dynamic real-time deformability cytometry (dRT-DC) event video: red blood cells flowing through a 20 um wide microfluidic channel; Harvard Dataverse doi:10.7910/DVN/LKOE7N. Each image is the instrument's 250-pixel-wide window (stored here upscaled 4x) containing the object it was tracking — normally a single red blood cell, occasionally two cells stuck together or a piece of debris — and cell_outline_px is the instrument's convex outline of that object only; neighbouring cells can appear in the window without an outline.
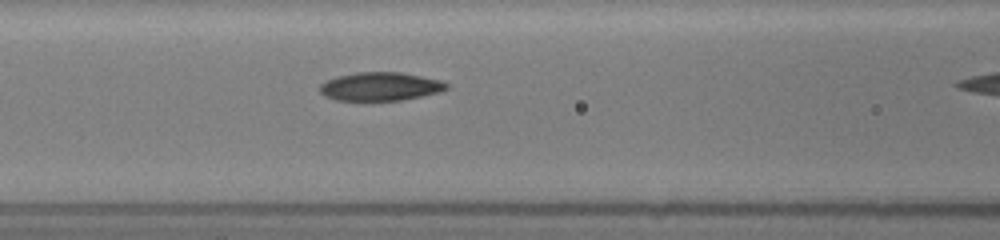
{"species": "common noctule bat (a hibernating species)", "species_latin": "Nyctalus noctula", "temperature_condition": "room temperature", "stored_images_in_passage": 4, "camera_frame_rate_fps": 3000, "um_per_image_px": 0.085, "animal": {"sex": "female", "body_mass_g": 19.5, "forearm_length_mm": 54.1}, "frame": {"image": 1, "passage_image": 3, "time_ms": 1.667, "image_size_px": [1000, 240], "cell_outline_px": [[448, 88], [436, 92], [420, 96], [400, 100], [336, 100], [324, 96], [320, 92], [320, 84], [324, 80], [336, 76], [356, 72], [400, 72], [440, 80], [448, 84]], "centroid_in_image_um": [32.25, 7.34], "position_along_channel_um": 134.3, "area_um2": 20.87}}